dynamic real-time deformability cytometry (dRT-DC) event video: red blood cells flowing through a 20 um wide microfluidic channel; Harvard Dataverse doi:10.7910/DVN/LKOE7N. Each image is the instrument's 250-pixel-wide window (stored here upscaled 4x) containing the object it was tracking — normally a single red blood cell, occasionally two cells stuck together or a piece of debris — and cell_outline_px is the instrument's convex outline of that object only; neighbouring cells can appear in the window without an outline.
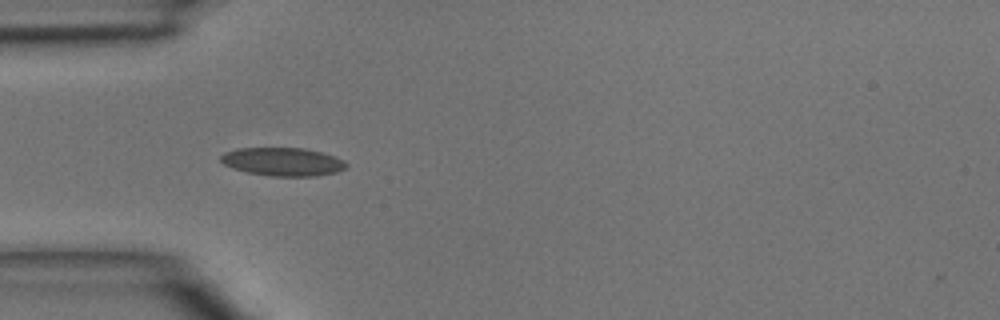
{"species": "common noctule bat (a hibernating species)", "species_latin": "Nyctalus noctula", "temperature_condition": "room temperature", "stored_images_in_passage": 33, "camera_frame_rate_fps": 3000, "um_per_image_px": 0.085, "animal": {"sex": "male", "body_mass_g": 15.6}, "frame": {"image": 1, "passage_image": 1, "time_ms": 0.0, "image_size_px": [1000, 320], "cell_outline_px": [[348, 168], [336, 172], [316, 176], [272, 176], [248, 172], [232, 168], [224, 164], [220, 160], [220, 156], [224, 152], [236, 148], [304, 148], [320, 152], [344, 160], [348, 164]], "centroid_in_image_um": [24.03, 13.75], "position_along_channel_um": 61.0, "area_um2": 20.69}}
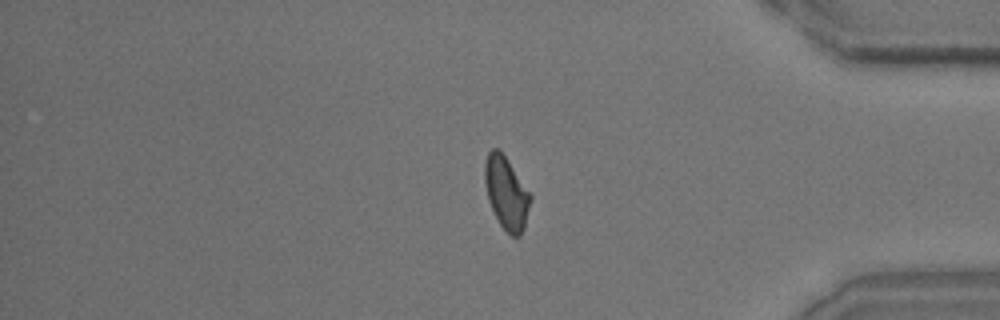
{"frame": {"image": 2, "passage_image": 26, "time_ms": 8.333, "image_size_px": [1000, 320], "cell_outline_px": [[532, 196], [524, 228], [520, 236], [512, 236], [500, 224], [488, 200], [484, 180], [484, 164], [488, 152], [492, 148], [496, 148], [508, 160]], "centroid_in_image_um": [43.03, 16.39], "position_along_channel_um": 392.2, "area_um2": 19.02}}
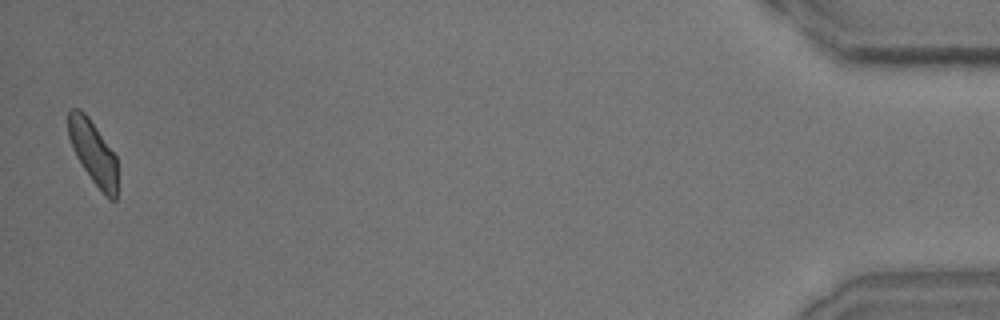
{"frame": {"image": 3, "passage_image": 33, "time_ms": 10.667, "image_size_px": [1000, 320], "cell_outline_px": [[116, 200], [108, 200], [104, 196], [92, 180], [76, 156], [72, 148], [68, 136], [68, 112], [72, 108], [80, 108], [88, 116], [116, 156]], "centroid_in_image_um": [7.9, 12.95], "position_along_channel_um": 427.3, "area_um2": 18.09}}